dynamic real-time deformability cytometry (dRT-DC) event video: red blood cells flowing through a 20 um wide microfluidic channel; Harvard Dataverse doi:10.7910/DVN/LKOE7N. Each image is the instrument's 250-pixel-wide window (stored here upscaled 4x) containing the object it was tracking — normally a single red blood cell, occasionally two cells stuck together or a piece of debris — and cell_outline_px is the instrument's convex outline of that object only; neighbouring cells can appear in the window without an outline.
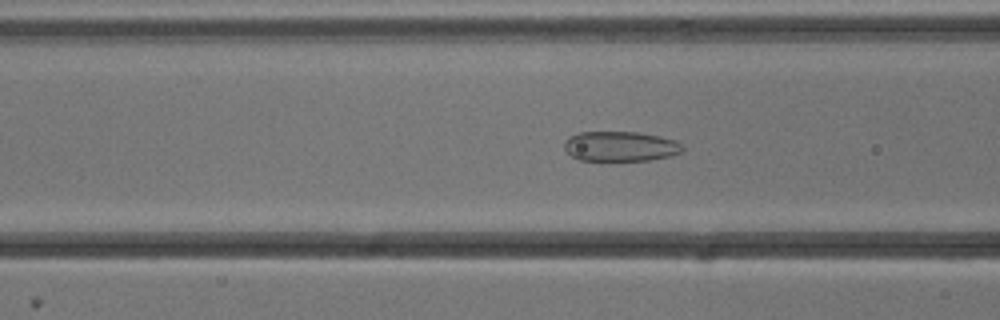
{"species": "common noctule bat (a hibernating species)", "species_latin": "Nyctalus noctula", "temperature_condition": "cold", "stored_images_in_passage": 45, "camera_frame_rate_fps": 3000, "um_per_image_px": 0.085, "animal": {"sex": "male", "body_mass_g": 13.3}, "frame": {"image": 1, "passage_image": 20, "time_ms": 6.333, "image_size_px": [1000, 320], "cell_outline_px": [[684, 152], [672, 156], [648, 160], [580, 160], [572, 156], [564, 148], [564, 140], [580, 132], [636, 132], [676, 140], [684, 144]], "centroid_in_image_um": [52.78, 12.44], "position_along_channel_um": 113.8, "area_um2": 20.63}}
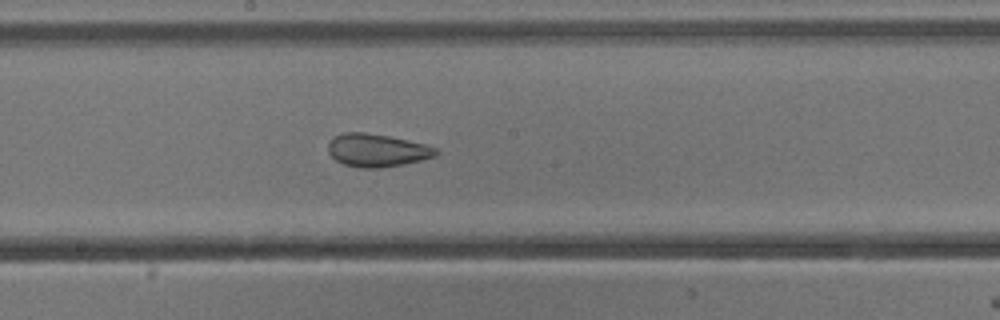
{"frame": {"image": 2, "passage_image": 28, "time_ms": 9.0, "image_size_px": [1000, 320], "cell_outline_px": [[440, 152], [436, 156], [404, 164], [380, 168], [360, 168], [344, 164], [336, 160], [328, 152], [328, 144], [336, 136], [344, 132], [364, 132], [388, 136], [408, 140], [424, 144], [436, 148]], "centroid_in_image_um": [32.05, 12.78], "position_along_channel_um": 216.1, "area_um2": 20.58}}
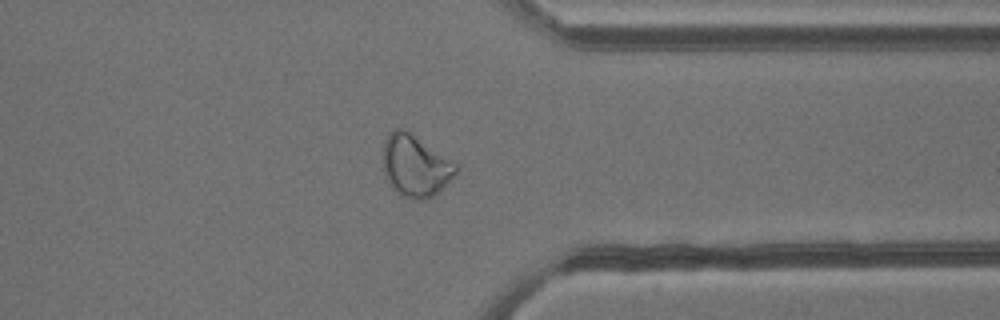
{"frame": {"image": 3, "passage_image": 41, "time_ms": 13.333, "image_size_px": [1000, 320], "cell_outline_px": [[456, 172], [432, 196], [420, 200], [416, 200], [404, 196], [388, 180], [384, 172], [384, 140], [388, 132], [396, 128], [400, 128], [408, 132], [456, 164]], "centroid_in_image_um": [35.26, 14.07], "position_along_channel_um": 376.1, "area_um2": 24.85}, "authors_computed_cell_mechanics": {"area_um2": 23.2934, "velocity_mm_per_s": 3.8215, "shape_relaxation_time_tau1_ms": 6.1764, "shape_relaxation_time_tau2_ms": 1.6861, "deformation_change_tau1": 0.1228, "deformation_change_tau2": 0.0881}}